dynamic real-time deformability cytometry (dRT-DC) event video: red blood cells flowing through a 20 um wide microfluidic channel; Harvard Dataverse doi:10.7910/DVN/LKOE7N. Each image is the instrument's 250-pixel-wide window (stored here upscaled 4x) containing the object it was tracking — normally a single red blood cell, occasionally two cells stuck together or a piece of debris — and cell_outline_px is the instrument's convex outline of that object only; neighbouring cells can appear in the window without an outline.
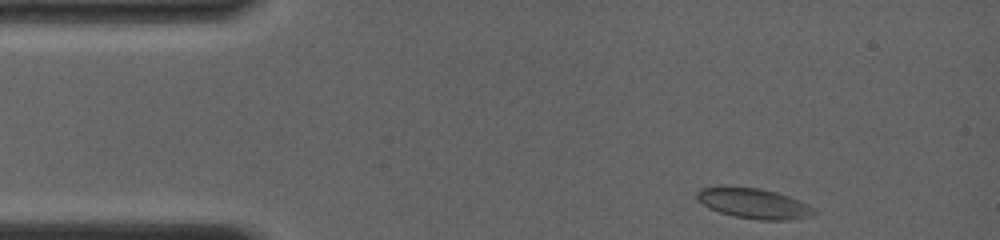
{"species": "common noctule bat (a hibernating species)", "species_latin": "Nyctalus noctula", "temperature_condition": "room temperature", "stored_images_in_passage": 8, "camera_frame_rate_fps": 4000, "um_per_image_px": 0.085, "animal": {"sex": "female", "body_mass_g": 19.0, "forearm_length_mm": 56.7}, "frame": {"image": 1, "passage_image": 1, "time_ms": 0.0, "image_size_px": [1000, 240], "cell_outline_px": [[820, 212], [816, 216], [788, 220], [760, 220], [736, 216], [720, 212], [708, 208], [696, 196], [696, 192], [700, 188], [720, 184], [760, 188], [776, 192], [800, 200], [808, 204]], "centroid_in_image_um": [64.1, 17.26], "position_along_channel_um": 20.9, "area_um2": 21.27}}
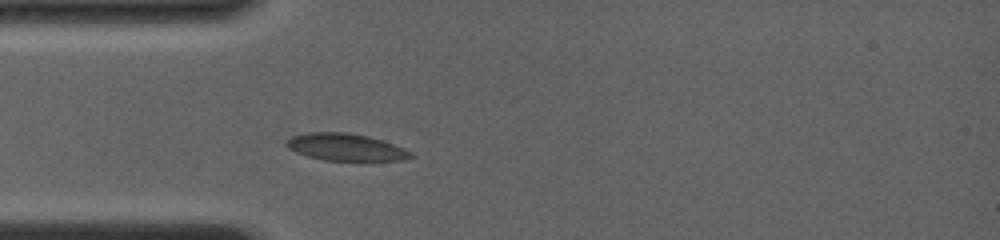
{"frame": {"image": 2, "passage_image": 6, "time_ms": 2.5, "image_size_px": [1000, 240], "cell_outline_px": [[416, 156], [404, 160], [324, 160], [308, 156], [296, 152], [288, 148], [284, 144], [292, 136], [308, 132], [348, 132], [368, 136], [404, 148], [412, 152]], "centroid_in_image_um": [29.39, 12.5], "position_along_channel_um": 55.6, "area_um2": 19.54}}
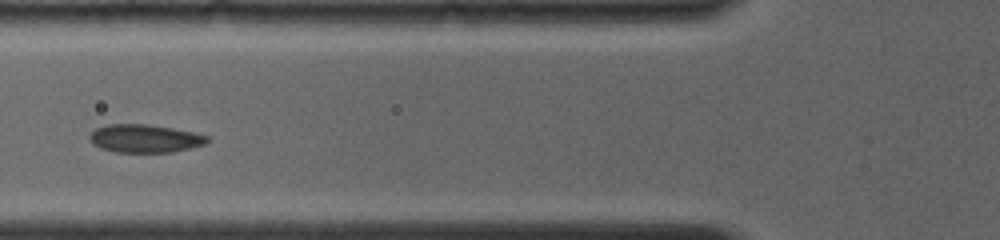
{"frame": {"image": 3, "passage_image": 8, "time_ms": 4.0, "image_size_px": [1000, 240], "cell_outline_px": [[212, 136], [204, 144], [188, 148], [168, 152], [116, 152], [100, 148], [92, 144], [88, 136], [96, 128], [108, 124], [148, 124], [172, 128]], "centroid_in_image_um": [12.28, 11.76], "position_along_channel_um": 113.5, "area_um2": 19.19}}